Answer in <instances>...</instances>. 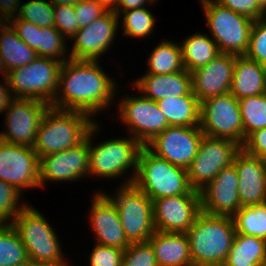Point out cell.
<instances>
[{
  "label": "cell",
  "instance_id": "obj_1",
  "mask_svg": "<svg viewBox=\"0 0 266 266\" xmlns=\"http://www.w3.org/2000/svg\"><path fill=\"white\" fill-rule=\"evenodd\" d=\"M103 71L99 61L69 59L62 63L57 93L50 107L84 112L94 119L108 110L117 83ZM114 80V81H113Z\"/></svg>",
  "mask_w": 266,
  "mask_h": 266
},
{
  "label": "cell",
  "instance_id": "obj_2",
  "mask_svg": "<svg viewBox=\"0 0 266 266\" xmlns=\"http://www.w3.org/2000/svg\"><path fill=\"white\" fill-rule=\"evenodd\" d=\"M99 125L96 121L86 136L89 143L90 178L93 176L106 179L122 178L123 174L127 176V172L132 170L128 175L129 178L121 185L133 183L137 172L138 156L143 145L130 135L126 138H109L94 144L93 137H96L97 132L99 134Z\"/></svg>",
  "mask_w": 266,
  "mask_h": 266
},
{
  "label": "cell",
  "instance_id": "obj_3",
  "mask_svg": "<svg viewBox=\"0 0 266 266\" xmlns=\"http://www.w3.org/2000/svg\"><path fill=\"white\" fill-rule=\"evenodd\" d=\"M186 234L193 266H223L236 231L231 216L201 212Z\"/></svg>",
  "mask_w": 266,
  "mask_h": 266
},
{
  "label": "cell",
  "instance_id": "obj_4",
  "mask_svg": "<svg viewBox=\"0 0 266 266\" xmlns=\"http://www.w3.org/2000/svg\"><path fill=\"white\" fill-rule=\"evenodd\" d=\"M96 121L80 111L49 107L39 124L33 146L38 157L64 151L82 143Z\"/></svg>",
  "mask_w": 266,
  "mask_h": 266
},
{
  "label": "cell",
  "instance_id": "obj_5",
  "mask_svg": "<svg viewBox=\"0 0 266 266\" xmlns=\"http://www.w3.org/2000/svg\"><path fill=\"white\" fill-rule=\"evenodd\" d=\"M26 248L29 262L51 266H72L64 257L57 233L44 215L27 204L12 224ZM64 257V258H63ZM68 262V263H67Z\"/></svg>",
  "mask_w": 266,
  "mask_h": 266
},
{
  "label": "cell",
  "instance_id": "obj_6",
  "mask_svg": "<svg viewBox=\"0 0 266 266\" xmlns=\"http://www.w3.org/2000/svg\"><path fill=\"white\" fill-rule=\"evenodd\" d=\"M133 183L152 201L189 194L193 190L188 180L187 169L156 156L146 146L140 150Z\"/></svg>",
  "mask_w": 266,
  "mask_h": 266
},
{
  "label": "cell",
  "instance_id": "obj_7",
  "mask_svg": "<svg viewBox=\"0 0 266 266\" xmlns=\"http://www.w3.org/2000/svg\"><path fill=\"white\" fill-rule=\"evenodd\" d=\"M204 19L220 53L244 55L249 46L252 19L221 6L215 0H199Z\"/></svg>",
  "mask_w": 266,
  "mask_h": 266
},
{
  "label": "cell",
  "instance_id": "obj_8",
  "mask_svg": "<svg viewBox=\"0 0 266 266\" xmlns=\"http://www.w3.org/2000/svg\"><path fill=\"white\" fill-rule=\"evenodd\" d=\"M61 66L58 60L38 56L31 63L9 71L6 79L12 97L51 105L57 93Z\"/></svg>",
  "mask_w": 266,
  "mask_h": 266
},
{
  "label": "cell",
  "instance_id": "obj_9",
  "mask_svg": "<svg viewBox=\"0 0 266 266\" xmlns=\"http://www.w3.org/2000/svg\"><path fill=\"white\" fill-rule=\"evenodd\" d=\"M117 189L114 195L105 194L118 210L126 238L130 243L148 242L156 231L152 200L134 183L120 185Z\"/></svg>",
  "mask_w": 266,
  "mask_h": 266
},
{
  "label": "cell",
  "instance_id": "obj_10",
  "mask_svg": "<svg viewBox=\"0 0 266 266\" xmlns=\"http://www.w3.org/2000/svg\"><path fill=\"white\" fill-rule=\"evenodd\" d=\"M200 129L204 135L243 146V123L238 99L230 92L201 102Z\"/></svg>",
  "mask_w": 266,
  "mask_h": 266
},
{
  "label": "cell",
  "instance_id": "obj_11",
  "mask_svg": "<svg viewBox=\"0 0 266 266\" xmlns=\"http://www.w3.org/2000/svg\"><path fill=\"white\" fill-rule=\"evenodd\" d=\"M116 103H119L117 107H119L120 122L127 126L125 128L129 135L143 146H146L157 134L169 127L167 119L156 101L143 95H126Z\"/></svg>",
  "mask_w": 266,
  "mask_h": 266
},
{
  "label": "cell",
  "instance_id": "obj_12",
  "mask_svg": "<svg viewBox=\"0 0 266 266\" xmlns=\"http://www.w3.org/2000/svg\"><path fill=\"white\" fill-rule=\"evenodd\" d=\"M240 149L241 146L232 140L204 135L198 152L187 169L191 187L197 191L203 189L223 168L233 164Z\"/></svg>",
  "mask_w": 266,
  "mask_h": 266
},
{
  "label": "cell",
  "instance_id": "obj_13",
  "mask_svg": "<svg viewBox=\"0 0 266 266\" xmlns=\"http://www.w3.org/2000/svg\"><path fill=\"white\" fill-rule=\"evenodd\" d=\"M49 104L34 99L14 98L4 111L5 131L0 140L33 147L41 119Z\"/></svg>",
  "mask_w": 266,
  "mask_h": 266
},
{
  "label": "cell",
  "instance_id": "obj_14",
  "mask_svg": "<svg viewBox=\"0 0 266 266\" xmlns=\"http://www.w3.org/2000/svg\"><path fill=\"white\" fill-rule=\"evenodd\" d=\"M153 222L155 230L165 233H186L202 212L200 191L155 199Z\"/></svg>",
  "mask_w": 266,
  "mask_h": 266
},
{
  "label": "cell",
  "instance_id": "obj_15",
  "mask_svg": "<svg viewBox=\"0 0 266 266\" xmlns=\"http://www.w3.org/2000/svg\"><path fill=\"white\" fill-rule=\"evenodd\" d=\"M0 180L21 193L27 188H40L39 157L33 147L0 140Z\"/></svg>",
  "mask_w": 266,
  "mask_h": 266
},
{
  "label": "cell",
  "instance_id": "obj_16",
  "mask_svg": "<svg viewBox=\"0 0 266 266\" xmlns=\"http://www.w3.org/2000/svg\"><path fill=\"white\" fill-rule=\"evenodd\" d=\"M203 136L200 126H169L157 134L146 147L171 164L188 169L198 152Z\"/></svg>",
  "mask_w": 266,
  "mask_h": 266
},
{
  "label": "cell",
  "instance_id": "obj_17",
  "mask_svg": "<svg viewBox=\"0 0 266 266\" xmlns=\"http://www.w3.org/2000/svg\"><path fill=\"white\" fill-rule=\"evenodd\" d=\"M119 20L114 11L108 10L103 16L79 29L71 38L72 48L68 52L70 59L98 61L113 44L118 34L119 22L122 21Z\"/></svg>",
  "mask_w": 266,
  "mask_h": 266
},
{
  "label": "cell",
  "instance_id": "obj_18",
  "mask_svg": "<svg viewBox=\"0 0 266 266\" xmlns=\"http://www.w3.org/2000/svg\"><path fill=\"white\" fill-rule=\"evenodd\" d=\"M89 143L85 139L76 147L39 157L40 188L46 181H78L89 178Z\"/></svg>",
  "mask_w": 266,
  "mask_h": 266
},
{
  "label": "cell",
  "instance_id": "obj_19",
  "mask_svg": "<svg viewBox=\"0 0 266 266\" xmlns=\"http://www.w3.org/2000/svg\"><path fill=\"white\" fill-rule=\"evenodd\" d=\"M239 178L235 166L223 168L200 190L202 212L209 215L233 216L240 208Z\"/></svg>",
  "mask_w": 266,
  "mask_h": 266
},
{
  "label": "cell",
  "instance_id": "obj_20",
  "mask_svg": "<svg viewBox=\"0 0 266 266\" xmlns=\"http://www.w3.org/2000/svg\"><path fill=\"white\" fill-rule=\"evenodd\" d=\"M90 204V227L96 243L126 250L131 244L125 236L118 210L105 191L96 192Z\"/></svg>",
  "mask_w": 266,
  "mask_h": 266
},
{
  "label": "cell",
  "instance_id": "obj_21",
  "mask_svg": "<svg viewBox=\"0 0 266 266\" xmlns=\"http://www.w3.org/2000/svg\"><path fill=\"white\" fill-rule=\"evenodd\" d=\"M236 57L220 53L205 66L191 72L192 92L200 102L230 91Z\"/></svg>",
  "mask_w": 266,
  "mask_h": 266
},
{
  "label": "cell",
  "instance_id": "obj_22",
  "mask_svg": "<svg viewBox=\"0 0 266 266\" xmlns=\"http://www.w3.org/2000/svg\"><path fill=\"white\" fill-rule=\"evenodd\" d=\"M233 165L239 178L241 207L266 203V165L262 160L241 148L235 155Z\"/></svg>",
  "mask_w": 266,
  "mask_h": 266
},
{
  "label": "cell",
  "instance_id": "obj_23",
  "mask_svg": "<svg viewBox=\"0 0 266 266\" xmlns=\"http://www.w3.org/2000/svg\"><path fill=\"white\" fill-rule=\"evenodd\" d=\"M136 92L153 101L163 98L194 95L192 92V75L186 69L169 74H144L132 84ZM136 87V88H135Z\"/></svg>",
  "mask_w": 266,
  "mask_h": 266
},
{
  "label": "cell",
  "instance_id": "obj_24",
  "mask_svg": "<svg viewBox=\"0 0 266 266\" xmlns=\"http://www.w3.org/2000/svg\"><path fill=\"white\" fill-rule=\"evenodd\" d=\"M158 266H193L186 233L155 231L149 238Z\"/></svg>",
  "mask_w": 266,
  "mask_h": 266
},
{
  "label": "cell",
  "instance_id": "obj_25",
  "mask_svg": "<svg viewBox=\"0 0 266 266\" xmlns=\"http://www.w3.org/2000/svg\"><path fill=\"white\" fill-rule=\"evenodd\" d=\"M229 92L238 100L266 93V66L245 55L237 56Z\"/></svg>",
  "mask_w": 266,
  "mask_h": 266
},
{
  "label": "cell",
  "instance_id": "obj_26",
  "mask_svg": "<svg viewBox=\"0 0 266 266\" xmlns=\"http://www.w3.org/2000/svg\"><path fill=\"white\" fill-rule=\"evenodd\" d=\"M169 126H200L201 102L195 95H181L156 101Z\"/></svg>",
  "mask_w": 266,
  "mask_h": 266
},
{
  "label": "cell",
  "instance_id": "obj_27",
  "mask_svg": "<svg viewBox=\"0 0 266 266\" xmlns=\"http://www.w3.org/2000/svg\"><path fill=\"white\" fill-rule=\"evenodd\" d=\"M266 264V241L237 234L223 266H262Z\"/></svg>",
  "mask_w": 266,
  "mask_h": 266
},
{
  "label": "cell",
  "instance_id": "obj_28",
  "mask_svg": "<svg viewBox=\"0 0 266 266\" xmlns=\"http://www.w3.org/2000/svg\"><path fill=\"white\" fill-rule=\"evenodd\" d=\"M0 55L7 73L31 63L38 57L37 53L17 36L9 23L0 30Z\"/></svg>",
  "mask_w": 266,
  "mask_h": 266
},
{
  "label": "cell",
  "instance_id": "obj_29",
  "mask_svg": "<svg viewBox=\"0 0 266 266\" xmlns=\"http://www.w3.org/2000/svg\"><path fill=\"white\" fill-rule=\"evenodd\" d=\"M181 48L184 69L190 73L205 66L220 54L215 41L208 34L199 32L187 36Z\"/></svg>",
  "mask_w": 266,
  "mask_h": 266
},
{
  "label": "cell",
  "instance_id": "obj_30",
  "mask_svg": "<svg viewBox=\"0 0 266 266\" xmlns=\"http://www.w3.org/2000/svg\"><path fill=\"white\" fill-rule=\"evenodd\" d=\"M148 63V64H147ZM145 74H169L184 70L181 45L174 41H161L148 56Z\"/></svg>",
  "mask_w": 266,
  "mask_h": 266
},
{
  "label": "cell",
  "instance_id": "obj_31",
  "mask_svg": "<svg viewBox=\"0 0 266 266\" xmlns=\"http://www.w3.org/2000/svg\"><path fill=\"white\" fill-rule=\"evenodd\" d=\"M232 219L237 234L251 235L266 241V203L241 207Z\"/></svg>",
  "mask_w": 266,
  "mask_h": 266
},
{
  "label": "cell",
  "instance_id": "obj_32",
  "mask_svg": "<svg viewBox=\"0 0 266 266\" xmlns=\"http://www.w3.org/2000/svg\"><path fill=\"white\" fill-rule=\"evenodd\" d=\"M26 248L11 224H0V266H26Z\"/></svg>",
  "mask_w": 266,
  "mask_h": 266
},
{
  "label": "cell",
  "instance_id": "obj_33",
  "mask_svg": "<svg viewBox=\"0 0 266 266\" xmlns=\"http://www.w3.org/2000/svg\"><path fill=\"white\" fill-rule=\"evenodd\" d=\"M119 18H122V36L129 38H149L155 29L156 19L150 10L145 7L132 9L128 11H114Z\"/></svg>",
  "mask_w": 266,
  "mask_h": 266
},
{
  "label": "cell",
  "instance_id": "obj_34",
  "mask_svg": "<svg viewBox=\"0 0 266 266\" xmlns=\"http://www.w3.org/2000/svg\"><path fill=\"white\" fill-rule=\"evenodd\" d=\"M243 123V144L253 132L266 128V93L238 100Z\"/></svg>",
  "mask_w": 266,
  "mask_h": 266
},
{
  "label": "cell",
  "instance_id": "obj_35",
  "mask_svg": "<svg viewBox=\"0 0 266 266\" xmlns=\"http://www.w3.org/2000/svg\"><path fill=\"white\" fill-rule=\"evenodd\" d=\"M66 38L54 27H39L36 37V53L38 56L47 57L65 62L70 59L67 54Z\"/></svg>",
  "mask_w": 266,
  "mask_h": 266
},
{
  "label": "cell",
  "instance_id": "obj_36",
  "mask_svg": "<svg viewBox=\"0 0 266 266\" xmlns=\"http://www.w3.org/2000/svg\"><path fill=\"white\" fill-rule=\"evenodd\" d=\"M16 17L38 27L54 26V5L49 0H30L21 4Z\"/></svg>",
  "mask_w": 266,
  "mask_h": 266
},
{
  "label": "cell",
  "instance_id": "obj_37",
  "mask_svg": "<svg viewBox=\"0 0 266 266\" xmlns=\"http://www.w3.org/2000/svg\"><path fill=\"white\" fill-rule=\"evenodd\" d=\"M21 195L14 186L0 180V224H12L15 216L27 205L21 202Z\"/></svg>",
  "mask_w": 266,
  "mask_h": 266
},
{
  "label": "cell",
  "instance_id": "obj_38",
  "mask_svg": "<svg viewBox=\"0 0 266 266\" xmlns=\"http://www.w3.org/2000/svg\"><path fill=\"white\" fill-rule=\"evenodd\" d=\"M247 58L266 66V17L253 21Z\"/></svg>",
  "mask_w": 266,
  "mask_h": 266
},
{
  "label": "cell",
  "instance_id": "obj_39",
  "mask_svg": "<svg viewBox=\"0 0 266 266\" xmlns=\"http://www.w3.org/2000/svg\"><path fill=\"white\" fill-rule=\"evenodd\" d=\"M122 266H158L149 242L131 243L124 250Z\"/></svg>",
  "mask_w": 266,
  "mask_h": 266
},
{
  "label": "cell",
  "instance_id": "obj_40",
  "mask_svg": "<svg viewBox=\"0 0 266 266\" xmlns=\"http://www.w3.org/2000/svg\"><path fill=\"white\" fill-rule=\"evenodd\" d=\"M54 27L71 40L79 30L74 5H54Z\"/></svg>",
  "mask_w": 266,
  "mask_h": 266
},
{
  "label": "cell",
  "instance_id": "obj_41",
  "mask_svg": "<svg viewBox=\"0 0 266 266\" xmlns=\"http://www.w3.org/2000/svg\"><path fill=\"white\" fill-rule=\"evenodd\" d=\"M89 254V266H122L124 250L95 243Z\"/></svg>",
  "mask_w": 266,
  "mask_h": 266
},
{
  "label": "cell",
  "instance_id": "obj_42",
  "mask_svg": "<svg viewBox=\"0 0 266 266\" xmlns=\"http://www.w3.org/2000/svg\"><path fill=\"white\" fill-rule=\"evenodd\" d=\"M78 28H84L108 10L95 0H81L74 5Z\"/></svg>",
  "mask_w": 266,
  "mask_h": 266
},
{
  "label": "cell",
  "instance_id": "obj_43",
  "mask_svg": "<svg viewBox=\"0 0 266 266\" xmlns=\"http://www.w3.org/2000/svg\"><path fill=\"white\" fill-rule=\"evenodd\" d=\"M221 6L227 7L236 13L247 16L252 20L266 17V11L258 0H215Z\"/></svg>",
  "mask_w": 266,
  "mask_h": 266
},
{
  "label": "cell",
  "instance_id": "obj_44",
  "mask_svg": "<svg viewBox=\"0 0 266 266\" xmlns=\"http://www.w3.org/2000/svg\"><path fill=\"white\" fill-rule=\"evenodd\" d=\"M241 148L246 153L259 157L266 165V128L251 133Z\"/></svg>",
  "mask_w": 266,
  "mask_h": 266
},
{
  "label": "cell",
  "instance_id": "obj_45",
  "mask_svg": "<svg viewBox=\"0 0 266 266\" xmlns=\"http://www.w3.org/2000/svg\"><path fill=\"white\" fill-rule=\"evenodd\" d=\"M8 23L15 30L17 36L36 52V37L39 27L17 17L9 19Z\"/></svg>",
  "mask_w": 266,
  "mask_h": 266
},
{
  "label": "cell",
  "instance_id": "obj_46",
  "mask_svg": "<svg viewBox=\"0 0 266 266\" xmlns=\"http://www.w3.org/2000/svg\"><path fill=\"white\" fill-rule=\"evenodd\" d=\"M21 4V0H0V13L9 20L19 13Z\"/></svg>",
  "mask_w": 266,
  "mask_h": 266
},
{
  "label": "cell",
  "instance_id": "obj_47",
  "mask_svg": "<svg viewBox=\"0 0 266 266\" xmlns=\"http://www.w3.org/2000/svg\"><path fill=\"white\" fill-rule=\"evenodd\" d=\"M153 3L154 2L152 0H119L116 8L113 11H128L145 7V5L148 7V4L151 6Z\"/></svg>",
  "mask_w": 266,
  "mask_h": 266
},
{
  "label": "cell",
  "instance_id": "obj_48",
  "mask_svg": "<svg viewBox=\"0 0 266 266\" xmlns=\"http://www.w3.org/2000/svg\"><path fill=\"white\" fill-rule=\"evenodd\" d=\"M2 82L4 83H0V114L4 113L5 109L9 106V103L14 99L7 79L3 78Z\"/></svg>",
  "mask_w": 266,
  "mask_h": 266
},
{
  "label": "cell",
  "instance_id": "obj_49",
  "mask_svg": "<svg viewBox=\"0 0 266 266\" xmlns=\"http://www.w3.org/2000/svg\"><path fill=\"white\" fill-rule=\"evenodd\" d=\"M99 4L103 5L107 10H114L119 0H95Z\"/></svg>",
  "mask_w": 266,
  "mask_h": 266
},
{
  "label": "cell",
  "instance_id": "obj_50",
  "mask_svg": "<svg viewBox=\"0 0 266 266\" xmlns=\"http://www.w3.org/2000/svg\"><path fill=\"white\" fill-rule=\"evenodd\" d=\"M81 0H50L52 5H75Z\"/></svg>",
  "mask_w": 266,
  "mask_h": 266
},
{
  "label": "cell",
  "instance_id": "obj_51",
  "mask_svg": "<svg viewBox=\"0 0 266 266\" xmlns=\"http://www.w3.org/2000/svg\"><path fill=\"white\" fill-rule=\"evenodd\" d=\"M0 75H2V79L6 78V76H7V72H6L5 67L3 65L1 55H0Z\"/></svg>",
  "mask_w": 266,
  "mask_h": 266
},
{
  "label": "cell",
  "instance_id": "obj_52",
  "mask_svg": "<svg viewBox=\"0 0 266 266\" xmlns=\"http://www.w3.org/2000/svg\"><path fill=\"white\" fill-rule=\"evenodd\" d=\"M8 23V19H6L1 13H0V30Z\"/></svg>",
  "mask_w": 266,
  "mask_h": 266
},
{
  "label": "cell",
  "instance_id": "obj_53",
  "mask_svg": "<svg viewBox=\"0 0 266 266\" xmlns=\"http://www.w3.org/2000/svg\"><path fill=\"white\" fill-rule=\"evenodd\" d=\"M260 6L266 11V0H258Z\"/></svg>",
  "mask_w": 266,
  "mask_h": 266
},
{
  "label": "cell",
  "instance_id": "obj_54",
  "mask_svg": "<svg viewBox=\"0 0 266 266\" xmlns=\"http://www.w3.org/2000/svg\"><path fill=\"white\" fill-rule=\"evenodd\" d=\"M26 266H51V265H45V264H38V263L29 262Z\"/></svg>",
  "mask_w": 266,
  "mask_h": 266
}]
</instances>
